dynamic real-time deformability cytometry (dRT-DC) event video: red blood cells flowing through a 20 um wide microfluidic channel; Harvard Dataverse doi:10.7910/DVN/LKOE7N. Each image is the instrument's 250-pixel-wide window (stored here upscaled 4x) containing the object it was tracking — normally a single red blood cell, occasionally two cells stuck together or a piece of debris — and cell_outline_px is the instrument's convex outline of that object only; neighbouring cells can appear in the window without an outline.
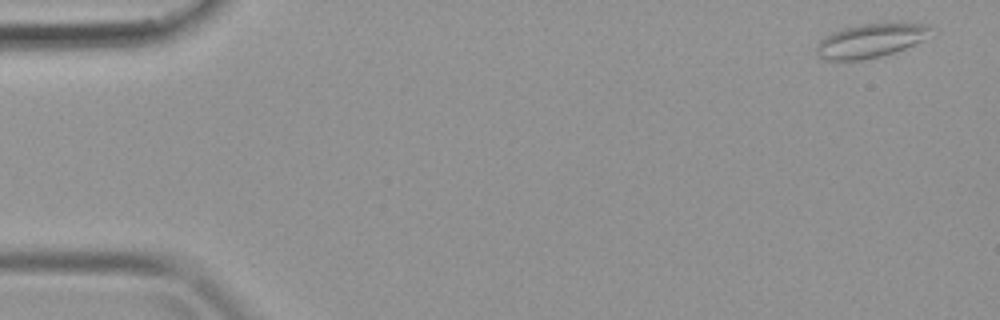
{"species": "common noctule bat (a hibernating species)", "species_latin": "Nyctalus noctula", "temperature_condition": "warm", "stored_images_in_passage": 40, "camera_frame_rate_fps": 3000, "um_per_image_px": 0.085, "animal": {"sex": "female", "body_mass_g": 19.9}, "frame": {"image": 1, "passage_image": 2, "time_ms": 0.333, "image_size_px": [1000, 320], "cell_outline_px": [[932, 28], [924, 40], [904, 48], [880, 56], [864, 60], [824, 60], [816, 52], [816, 44], [824, 36], [832, 32], [844, 28], [860, 24], [884, 20], [892, 20], [924, 24]], "centroid_in_image_um": [74.0, 3.4], "position_along_channel_um": 11.0, "area_um2": 23.18}}
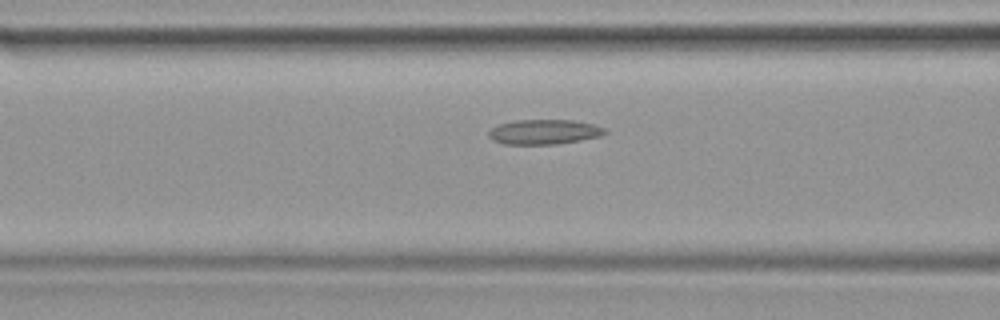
{"frame": {"image": 2, "passage_image": 16, "time_ms": 5.0, "image_size_px": [1000, 320], "cell_outline_px": [[608, 132], [600, 136], [580, 140], [556, 144], [504, 144], [492, 140], [488, 136], [488, 132], [492, 128], [500, 124], [516, 120], [572, 120], [592, 124], [604, 128]], "centroid_in_image_um": [46.23, 11.21], "position_along_channel_um": 120.4, "area_um2": 16.7}}
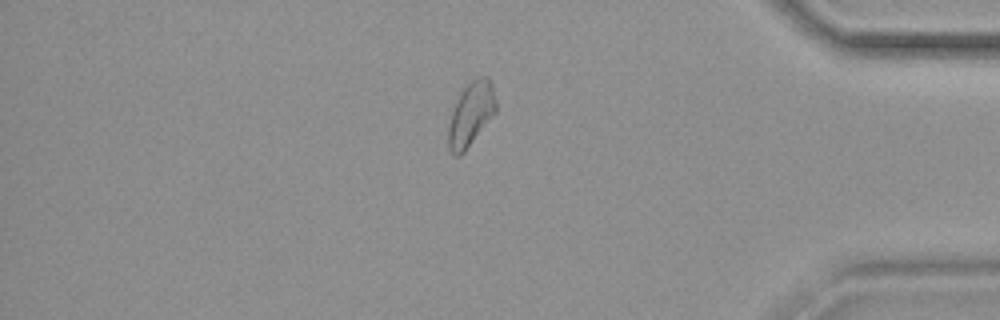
{"frame": {"image": 3, "passage_image": 34, "time_ms": 11.0, "image_size_px": [1000, 320], "cell_outline_px": [[496, 112], [464, 152], [460, 156], [456, 156], [448, 148], [448, 124], [452, 112], [460, 92], [472, 80], [484, 76], [488, 76], [492, 84], [496, 100]], "centroid_in_image_um": [40.03, 9.7], "position_along_channel_um": 395.2, "area_um2": 17.57}}